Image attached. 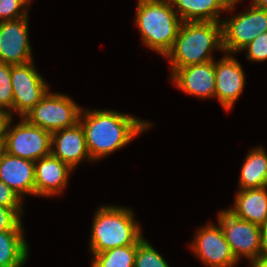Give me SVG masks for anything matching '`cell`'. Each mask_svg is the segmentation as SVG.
Masks as SVG:
<instances>
[{"instance_id": "obj_1", "label": "cell", "mask_w": 267, "mask_h": 267, "mask_svg": "<svg viewBox=\"0 0 267 267\" xmlns=\"http://www.w3.org/2000/svg\"><path fill=\"white\" fill-rule=\"evenodd\" d=\"M79 123L93 162L121 149L152 126L132 115L106 109H82Z\"/></svg>"}, {"instance_id": "obj_2", "label": "cell", "mask_w": 267, "mask_h": 267, "mask_svg": "<svg viewBox=\"0 0 267 267\" xmlns=\"http://www.w3.org/2000/svg\"><path fill=\"white\" fill-rule=\"evenodd\" d=\"M223 51L221 22H182L172 49L166 54L172 74L177 68L214 60L212 51Z\"/></svg>"}, {"instance_id": "obj_3", "label": "cell", "mask_w": 267, "mask_h": 267, "mask_svg": "<svg viewBox=\"0 0 267 267\" xmlns=\"http://www.w3.org/2000/svg\"><path fill=\"white\" fill-rule=\"evenodd\" d=\"M90 236L89 247L92 255L116 247L137 245L143 238L132 210L114 205H102L98 208Z\"/></svg>"}, {"instance_id": "obj_4", "label": "cell", "mask_w": 267, "mask_h": 267, "mask_svg": "<svg viewBox=\"0 0 267 267\" xmlns=\"http://www.w3.org/2000/svg\"><path fill=\"white\" fill-rule=\"evenodd\" d=\"M136 8L135 24L143 44L165 57L182 23L170 0H138Z\"/></svg>"}, {"instance_id": "obj_5", "label": "cell", "mask_w": 267, "mask_h": 267, "mask_svg": "<svg viewBox=\"0 0 267 267\" xmlns=\"http://www.w3.org/2000/svg\"><path fill=\"white\" fill-rule=\"evenodd\" d=\"M11 127L13 117L7 122L2 149L10 155L36 161L51 154L52 133L30 124L24 117Z\"/></svg>"}, {"instance_id": "obj_6", "label": "cell", "mask_w": 267, "mask_h": 267, "mask_svg": "<svg viewBox=\"0 0 267 267\" xmlns=\"http://www.w3.org/2000/svg\"><path fill=\"white\" fill-rule=\"evenodd\" d=\"M82 108L69 96L59 93H48L33 107L24 118L49 132L69 128L79 122Z\"/></svg>"}, {"instance_id": "obj_7", "label": "cell", "mask_w": 267, "mask_h": 267, "mask_svg": "<svg viewBox=\"0 0 267 267\" xmlns=\"http://www.w3.org/2000/svg\"><path fill=\"white\" fill-rule=\"evenodd\" d=\"M250 6L248 10L221 21L222 46L227 54H236L258 35L267 32V10Z\"/></svg>"}, {"instance_id": "obj_8", "label": "cell", "mask_w": 267, "mask_h": 267, "mask_svg": "<svg viewBox=\"0 0 267 267\" xmlns=\"http://www.w3.org/2000/svg\"><path fill=\"white\" fill-rule=\"evenodd\" d=\"M217 220L235 258H248L251 266L260 257V226L236 217L228 209L219 211Z\"/></svg>"}, {"instance_id": "obj_9", "label": "cell", "mask_w": 267, "mask_h": 267, "mask_svg": "<svg viewBox=\"0 0 267 267\" xmlns=\"http://www.w3.org/2000/svg\"><path fill=\"white\" fill-rule=\"evenodd\" d=\"M34 65V61L12 65L13 112L20 117H24L50 90Z\"/></svg>"}, {"instance_id": "obj_10", "label": "cell", "mask_w": 267, "mask_h": 267, "mask_svg": "<svg viewBox=\"0 0 267 267\" xmlns=\"http://www.w3.org/2000/svg\"><path fill=\"white\" fill-rule=\"evenodd\" d=\"M199 229L189 246L204 265L234 267L238 263L219 224L209 223Z\"/></svg>"}, {"instance_id": "obj_11", "label": "cell", "mask_w": 267, "mask_h": 267, "mask_svg": "<svg viewBox=\"0 0 267 267\" xmlns=\"http://www.w3.org/2000/svg\"><path fill=\"white\" fill-rule=\"evenodd\" d=\"M28 23V16L0 21V62L23 65L33 61Z\"/></svg>"}, {"instance_id": "obj_12", "label": "cell", "mask_w": 267, "mask_h": 267, "mask_svg": "<svg viewBox=\"0 0 267 267\" xmlns=\"http://www.w3.org/2000/svg\"><path fill=\"white\" fill-rule=\"evenodd\" d=\"M215 69V98L222 107L229 111L238 100L245 86V71L232 54H226L223 58L214 60Z\"/></svg>"}, {"instance_id": "obj_13", "label": "cell", "mask_w": 267, "mask_h": 267, "mask_svg": "<svg viewBox=\"0 0 267 267\" xmlns=\"http://www.w3.org/2000/svg\"><path fill=\"white\" fill-rule=\"evenodd\" d=\"M177 88L200 98L215 97L214 60L206 63L177 68L170 76Z\"/></svg>"}, {"instance_id": "obj_14", "label": "cell", "mask_w": 267, "mask_h": 267, "mask_svg": "<svg viewBox=\"0 0 267 267\" xmlns=\"http://www.w3.org/2000/svg\"><path fill=\"white\" fill-rule=\"evenodd\" d=\"M74 170L69 164L49 154L35 161V196L53 197L62 194Z\"/></svg>"}, {"instance_id": "obj_15", "label": "cell", "mask_w": 267, "mask_h": 267, "mask_svg": "<svg viewBox=\"0 0 267 267\" xmlns=\"http://www.w3.org/2000/svg\"><path fill=\"white\" fill-rule=\"evenodd\" d=\"M51 154L73 169L79 162L92 161L81 124L52 132Z\"/></svg>"}, {"instance_id": "obj_16", "label": "cell", "mask_w": 267, "mask_h": 267, "mask_svg": "<svg viewBox=\"0 0 267 267\" xmlns=\"http://www.w3.org/2000/svg\"><path fill=\"white\" fill-rule=\"evenodd\" d=\"M0 179L21 198L35 195V162L0 152Z\"/></svg>"}, {"instance_id": "obj_17", "label": "cell", "mask_w": 267, "mask_h": 267, "mask_svg": "<svg viewBox=\"0 0 267 267\" xmlns=\"http://www.w3.org/2000/svg\"><path fill=\"white\" fill-rule=\"evenodd\" d=\"M240 0H170L182 22H221L220 13L230 12Z\"/></svg>"}, {"instance_id": "obj_18", "label": "cell", "mask_w": 267, "mask_h": 267, "mask_svg": "<svg viewBox=\"0 0 267 267\" xmlns=\"http://www.w3.org/2000/svg\"><path fill=\"white\" fill-rule=\"evenodd\" d=\"M228 210L236 217L261 227L267 220V186L239 190L234 206Z\"/></svg>"}, {"instance_id": "obj_19", "label": "cell", "mask_w": 267, "mask_h": 267, "mask_svg": "<svg viewBox=\"0 0 267 267\" xmlns=\"http://www.w3.org/2000/svg\"><path fill=\"white\" fill-rule=\"evenodd\" d=\"M267 186V152L262 146L252 148L240 171L239 190Z\"/></svg>"}, {"instance_id": "obj_20", "label": "cell", "mask_w": 267, "mask_h": 267, "mask_svg": "<svg viewBox=\"0 0 267 267\" xmlns=\"http://www.w3.org/2000/svg\"><path fill=\"white\" fill-rule=\"evenodd\" d=\"M24 231H0V267H22L29 257Z\"/></svg>"}, {"instance_id": "obj_21", "label": "cell", "mask_w": 267, "mask_h": 267, "mask_svg": "<svg viewBox=\"0 0 267 267\" xmlns=\"http://www.w3.org/2000/svg\"><path fill=\"white\" fill-rule=\"evenodd\" d=\"M137 245L112 248L93 255L92 267H134Z\"/></svg>"}, {"instance_id": "obj_22", "label": "cell", "mask_w": 267, "mask_h": 267, "mask_svg": "<svg viewBox=\"0 0 267 267\" xmlns=\"http://www.w3.org/2000/svg\"><path fill=\"white\" fill-rule=\"evenodd\" d=\"M134 267H170L166 260L143 237L137 244Z\"/></svg>"}, {"instance_id": "obj_23", "label": "cell", "mask_w": 267, "mask_h": 267, "mask_svg": "<svg viewBox=\"0 0 267 267\" xmlns=\"http://www.w3.org/2000/svg\"><path fill=\"white\" fill-rule=\"evenodd\" d=\"M12 65L0 62V109L13 117Z\"/></svg>"}, {"instance_id": "obj_24", "label": "cell", "mask_w": 267, "mask_h": 267, "mask_svg": "<svg viewBox=\"0 0 267 267\" xmlns=\"http://www.w3.org/2000/svg\"><path fill=\"white\" fill-rule=\"evenodd\" d=\"M31 0H0V21L17 20L28 16Z\"/></svg>"}, {"instance_id": "obj_25", "label": "cell", "mask_w": 267, "mask_h": 267, "mask_svg": "<svg viewBox=\"0 0 267 267\" xmlns=\"http://www.w3.org/2000/svg\"><path fill=\"white\" fill-rule=\"evenodd\" d=\"M241 51H247L246 58L252 62H264L267 60V32L258 35Z\"/></svg>"}, {"instance_id": "obj_26", "label": "cell", "mask_w": 267, "mask_h": 267, "mask_svg": "<svg viewBox=\"0 0 267 267\" xmlns=\"http://www.w3.org/2000/svg\"><path fill=\"white\" fill-rule=\"evenodd\" d=\"M0 231H24L21 216L13 208L0 205Z\"/></svg>"}, {"instance_id": "obj_27", "label": "cell", "mask_w": 267, "mask_h": 267, "mask_svg": "<svg viewBox=\"0 0 267 267\" xmlns=\"http://www.w3.org/2000/svg\"><path fill=\"white\" fill-rule=\"evenodd\" d=\"M22 198L8 187L0 179V205L4 207L13 208L20 216L24 210L22 209Z\"/></svg>"}, {"instance_id": "obj_28", "label": "cell", "mask_w": 267, "mask_h": 267, "mask_svg": "<svg viewBox=\"0 0 267 267\" xmlns=\"http://www.w3.org/2000/svg\"><path fill=\"white\" fill-rule=\"evenodd\" d=\"M10 115L4 110L0 109V142H3L5 129Z\"/></svg>"}, {"instance_id": "obj_29", "label": "cell", "mask_w": 267, "mask_h": 267, "mask_svg": "<svg viewBox=\"0 0 267 267\" xmlns=\"http://www.w3.org/2000/svg\"><path fill=\"white\" fill-rule=\"evenodd\" d=\"M261 234V250L260 254H267V220L260 227Z\"/></svg>"}, {"instance_id": "obj_30", "label": "cell", "mask_w": 267, "mask_h": 267, "mask_svg": "<svg viewBox=\"0 0 267 267\" xmlns=\"http://www.w3.org/2000/svg\"><path fill=\"white\" fill-rule=\"evenodd\" d=\"M251 267H267V254H260V257L251 265Z\"/></svg>"}, {"instance_id": "obj_31", "label": "cell", "mask_w": 267, "mask_h": 267, "mask_svg": "<svg viewBox=\"0 0 267 267\" xmlns=\"http://www.w3.org/2000/svg\"><path fill=\"white\" fill-rule=\"evenodd\" d=\"M250 4L267 10V0H252V2Z\"/></svg>"}, {"instance_id": "obj_32", "label": "cell", "mask_w": 267, "mask_h": 267, "mask_svg": "<svg viewBox=\"0 0 267 267\" xmlns=\"http://www.w3.org/2000/svg\"><path fill=\"white\" fill-rule=\"evenodd\" d=\"M2 143H3V142H0V152H1V150H2Z\"/></svg>"}]
</instances>
